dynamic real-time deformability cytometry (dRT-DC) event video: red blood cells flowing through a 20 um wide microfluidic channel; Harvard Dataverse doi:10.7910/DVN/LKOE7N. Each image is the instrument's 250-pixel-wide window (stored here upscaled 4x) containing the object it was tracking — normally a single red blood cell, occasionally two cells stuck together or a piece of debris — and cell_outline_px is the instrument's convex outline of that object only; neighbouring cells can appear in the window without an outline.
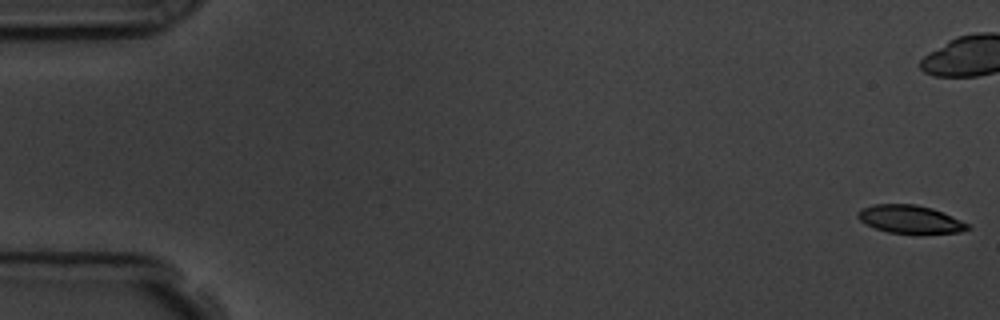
{"species": "common noctule bat (a hibernating species)", "species_latin": "Nyctalus noctula", "temperature_condition": "room temperature", "stored_images_in_passage": 58, "camera_frame_rate_fps": 3000, "um_per_image_px": 0.085, "animal": {"sex": "male", "body_mass_g": 19.5, "forearm_length_mm": 54.6}, "frame": {"image": 1, "passage_image": 1, "time_ms": 0.0, "image_size_px": [1000, 320], "cell_outline_px": [[972, 228], [960, 232], [888, 232], [876, 228], [860, 220], [856, 216], [856, 212], [860, 208], [872, 204], [916, 204], [932, 208], [960, 220], [968, 224]], "centroid_in_image_um": [77.3, 18.6], "position_along_channel_um": 7.7, "area_um2": 17.51}, "authors_computed_cell_mechanics": {"area_um2": 19.8254, "velocity_mm_per_s": 3.5801, "shape_relaxation_time_tau1_ms": 3.2164, "shape_relaxation_time_tau2_ms": 3.9517, "deformation_change_tau1": 0.1557, "deformation_change_tau2": 0.0971}}